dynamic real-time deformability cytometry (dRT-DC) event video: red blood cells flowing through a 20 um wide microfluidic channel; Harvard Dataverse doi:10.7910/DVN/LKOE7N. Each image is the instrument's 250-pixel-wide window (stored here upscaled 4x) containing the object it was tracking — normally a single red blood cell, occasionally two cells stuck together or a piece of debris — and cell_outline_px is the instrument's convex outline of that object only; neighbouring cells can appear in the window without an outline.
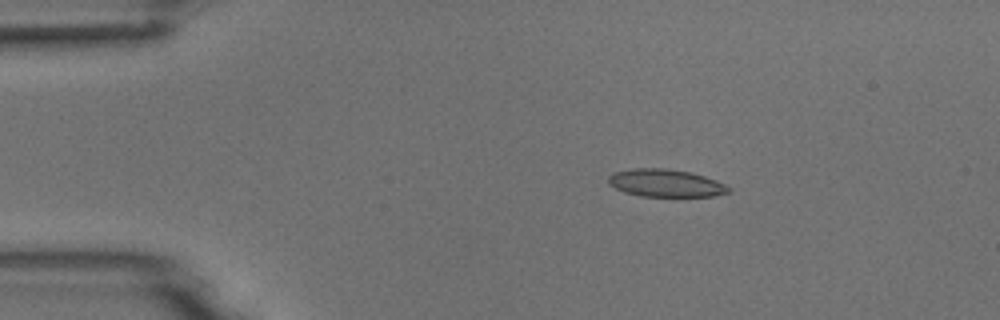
{"species": "common noctule bat (a hibernating species)", "species_latin": "Nyctalus noctula", "temperature_condition": "room temperature", "stored_images_in_passage": 4, "camera_frame_rate_fps": 3000, "um_per_image_px": 0.085, "animal": {"sex": "male", "body_mass_g": 18.8}, "frame": {"image": 1, "passage_image": 2, "time_ms": 2.333, "image_size_px": [1000, 320], "cell_outline_px": [[732, 192], [712, 196], [640, 196], [624, 192], [608, 184], [608, 176], [612, 172], [632, 168], [664, 168], [692, 172], [716, 180], [732, 188]], "centroid_in_image_um": [56.57, 15.55], "position_along_channel_um": 28.4, "area_um2": 19.54}}